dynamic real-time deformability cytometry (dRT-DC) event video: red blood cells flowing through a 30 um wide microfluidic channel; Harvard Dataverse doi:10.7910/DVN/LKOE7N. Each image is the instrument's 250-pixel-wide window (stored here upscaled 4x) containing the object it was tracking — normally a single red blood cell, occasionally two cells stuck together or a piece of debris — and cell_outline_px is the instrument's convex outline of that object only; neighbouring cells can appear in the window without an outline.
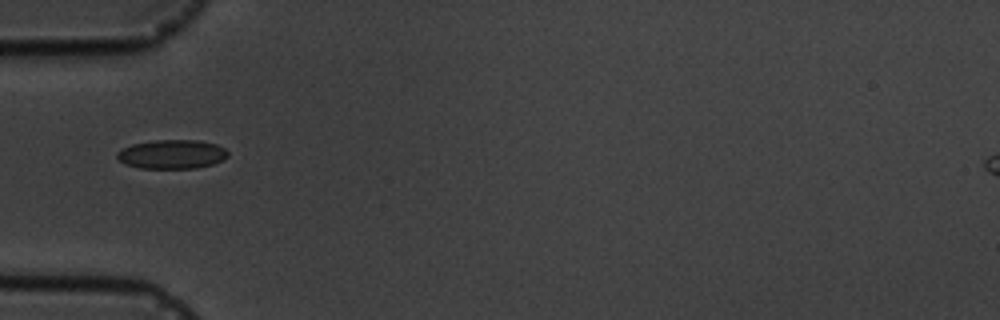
{"species": "common noctule bat (a hibernating species)", "species_latin": "Nyctalus noctula", "temperature_condition": "cold", "stored_images_in_passage": 5, "camera_frame_rate_fps": 3000, "um_per_image_px": 0.085, "animal": {"sex": "male", "body_mass_g": 19.5, "forearm_length_mm": 54.6}, "frame": {"image": 1, "passage_image": 1, "time_ms": 0.0, "image_size_px": [1000, 320], "cell_outline_px": [[228, 156], [224, 160], [212, 164], [196, 168], [140, 168], [124, 164], [116, 156], [116, 152], [132, 144], [156, 140], [200, 140], [216, 144], [224, 148], [228, 152]], "centroid_in_image_um": [14.63, 13.11], "position_along_channel_um": 70.4, "area_um2": 18.79}}
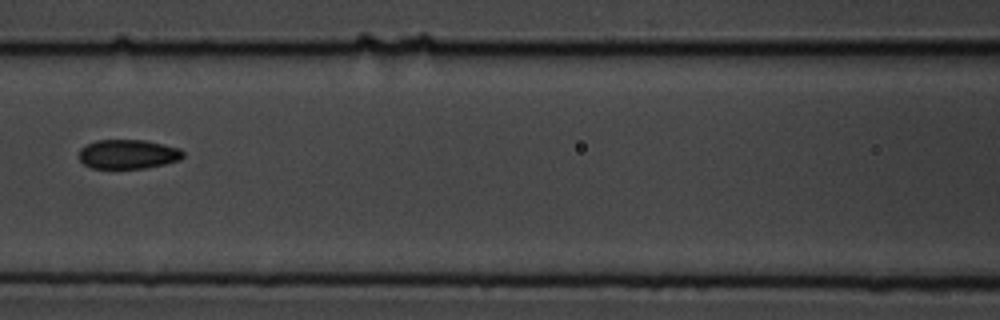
{"frame": {"image": 2, "passage_image": 3, "time_ms": 2.333, "image_size_px": [1000, 320], "cell_outline_px": [[184, 156], [180, 160], [164, 164], [144, 168], [92, 168], [84, 164], [80, 160], [80, 148], [96, 140], [144, 140], [164, 144], [180, 148], [184, 152]], "centroid_in_image_um": [10.91, 13.1], "position_along_channel_um": 155.7, "area_um2": 17.74}}
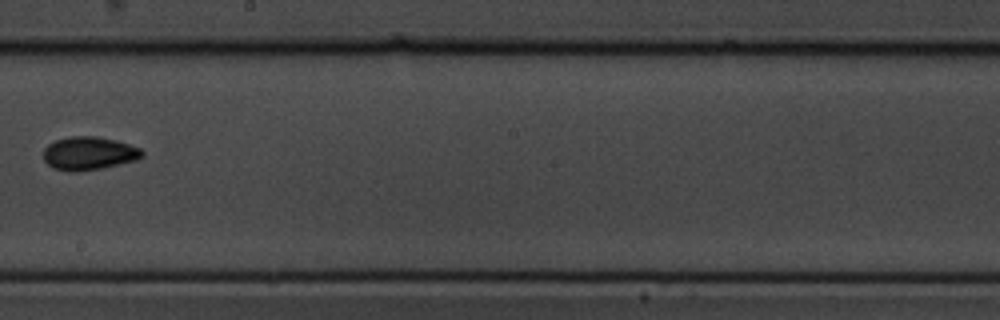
{"frame": {"image": 3, "passage_image": 5, "time_ms": 4.667, "image_size_px": [1000, 320], "cell_outline_px": [[144, 156], [136, 160], [104, 168], [76, 172], [68, 172], [52, 168], [44, 160], [44, 148], [48, 144], [56, 140], [68, 136], [92, 136], [116, 140], [140, 148], [144, 152]], "centroid_in_image_um": [7.55, 13.05], "position_along_channel_um": 240.7, "area_um2": 19.31}}